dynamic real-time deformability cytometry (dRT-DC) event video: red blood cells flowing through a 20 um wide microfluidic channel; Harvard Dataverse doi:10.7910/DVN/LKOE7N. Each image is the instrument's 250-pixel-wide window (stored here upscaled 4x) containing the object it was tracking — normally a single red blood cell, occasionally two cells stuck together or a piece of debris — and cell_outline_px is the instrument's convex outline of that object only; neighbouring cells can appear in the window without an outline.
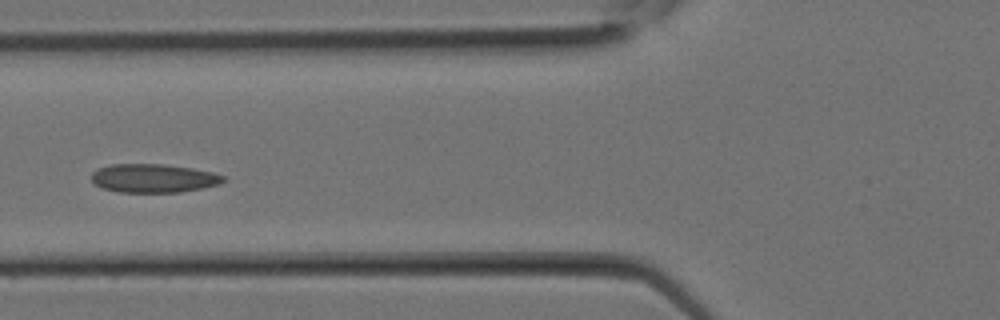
{"species": "Egyptian fruit bat (a non-hibernating species)", "species_latin": "Rousettus aegyptiacus", "temperature_condition": "room temperature", "stored_images_in_passage": 11, "camera_frame_rate_fps": 3000, "um_per_image_px": 0.085, "animal": {"sex": "female"}, "frame": {"image": 1, "passage_image": 10, "time_ms": 3.0, "image_size_px": [1000, 320], "cell_outline_px": [[224, 180], [220, 184], [180, 192], [120, 192], [100, 188], [92, 180], [92, 172], [96, 168], [112, 164], [164, 164], [192, 168], [212, 172], [224, 176]], "centroid_in_image_um": [13.01, 15.14], "position_along_channel_um": 112.8, "area_um2": 21.96}}